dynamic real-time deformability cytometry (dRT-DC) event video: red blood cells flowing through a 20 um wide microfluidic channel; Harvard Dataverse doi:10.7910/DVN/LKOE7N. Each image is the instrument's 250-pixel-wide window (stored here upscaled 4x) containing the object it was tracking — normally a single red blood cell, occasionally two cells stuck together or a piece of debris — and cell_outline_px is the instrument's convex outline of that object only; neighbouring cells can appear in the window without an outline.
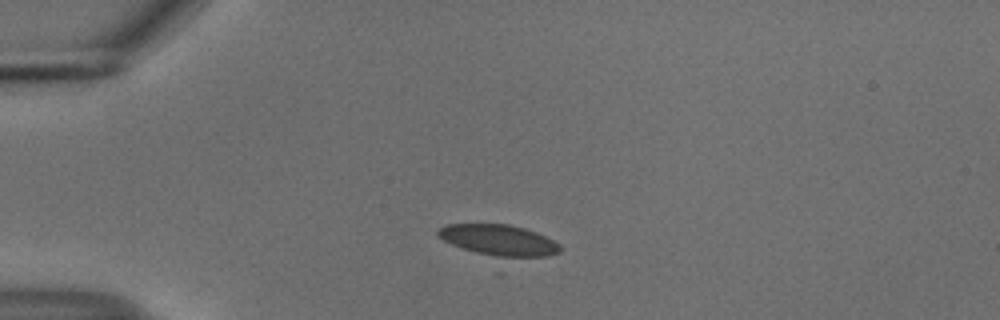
{"species": "common noctule bat (a hibernating species)", "species_latin": "Nyctalus noctula", "temperature_condition": "cold", "stored_images_in_passage": 42, "camera_frame_rate_fps": 3000, "um_per_image_px": 0.085, "animal": {"sex": "male", "body_mass_g": 18.8}, "frame": {"image": 1, "passage_image": 1, "time_ms": 0.0, "image_size_px": [1000, 320], "cell_outline_px": [[560, 252], [548, 256], [508, 260], [504, 260], [476, 252], [452, 244], [436, 236], [436, 228], [448, 224], [508, 224], [524, 228], [536, 232], [560, 244]], "centroid_in_image_um": [42.41, 20.45], "position_along_channel_um": 42.6, "area_um2": 22.6}}
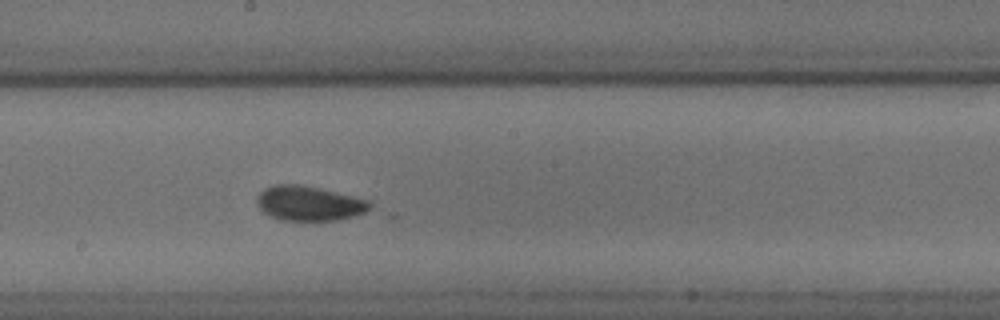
{"frame": {"image": 2, "passage_image": 18, "time_ms": 5.667, "image_size_px": [1000, 320], "cell_outline_px": [[372, 208], [364, 212], [352, 216], [336, 220], [280, 220], [264, 212], [256, 204], [256, 196], [264, 188], [276, 184], [296, 184], [316, 188], [352, 196], [368, 200], [372, 204]], "centroid_in_image_um": [26.23, 17.29], "position_along_channel_um": 222.0, "area_um2": 22.54}}
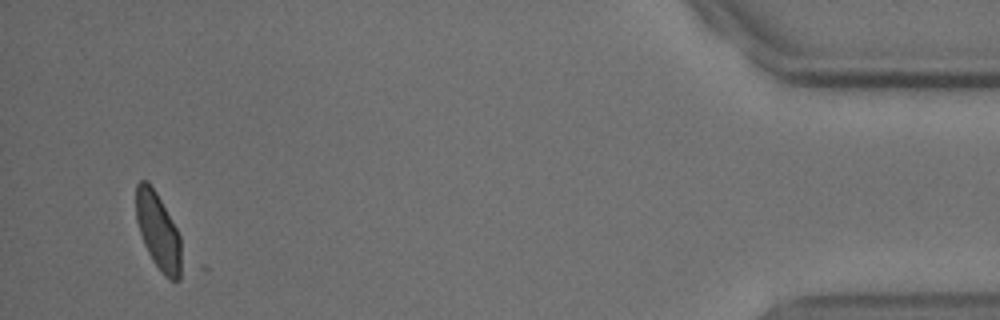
{"frame": {"image": 3, "passage_image": 40, "time_ms": 13.0, "image_size_px": [1000, 320], "cell_outline_px": [[188, 264], [180, 280], [172, 280], [164, 276], [152, 260], [144, 244], [136, 220], [136, 184], [140, 180], [148, 180], [156, 192], [176, 228], [180, 236]], "centroid_in_image_um": [13.54, 19.78], "position_along_channel_um": 421.7, "area_um2": 21.27}, "authors_computed_cell_mechanics": {"area_um2": 21.8773, "velocity_mm_per_s": 3.6875, "shape_relaxation_time_tau1_ms": 6.8064, "shape_relaxation_time_tau2_ms": 1.7624, "deformation_change_tau1": 0.134, "deformation_change_tau2": 0.0543}}